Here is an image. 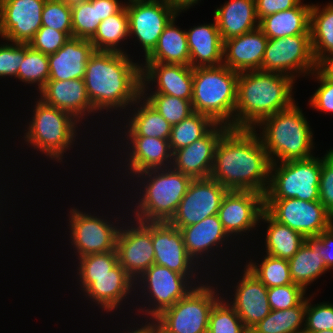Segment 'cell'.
<instances>
[{
    "instance_id": "cell-1",
    "label": "cell",
    "mask_w": 333,
    "mask_h": 333,
    "mask_svg": "<svg viewBox=\"0 0 333 333\" xmlns=\"http://www.w3.org/2000/svg\"><path fill=\"white\" fill-rule=\"evenodd\" d=\"M255 129L229 128L219 139L210 178L227 190L266 194L270 159Z\"/></svg>"
},
{
    "instance_id": "cell-2",
    "label": "cell",
    "mask_w": 333,
    "mask_h": 333,
    "mask_svg": "<svg viewBox=\"0 0 333 333\" xmlns=\"http://www.w3.org/2000/svg\"><path fill=\"white\" fill-rule=\"evenodd\" d=\"M84 84L96 112L125 109L141 96V65L128 54L95 51L86 64Z\"/></svg>"
},
{
    "instance_id": "cell-3",
    "label": "cell",
    "mask_w": 333,
    "mask_h": 333,
    "mask_svg": "<svg viewBox=\"0 0 333 333\" xmlns=\"http://www.w3.org/2000/svg\"><path fill=\"white\" fill-rule=\"evenodd\" d=\"M293 81L294 78L276 72L239 73L234 129H256L264 118L292 106Z\"/></svg>"
},
{
    "instance_id": "cell-4",
    "label": "cell",
    "mask_w": 333,
    "mask_h": 333,
    "mask_svg": "<svg viewBox=\"0 0 333 333\" xmlns=\"http://www.w3.org/2000/svg\"><path fill=\"white\" fill-rule=\"evenodd\" d=\"M257 126L263 129L260 139L271 163L312 157L313 133L302 110L295 103L264 118Z\"/></svg>"
},
{
    "instance_id": "cell-5",
    "label": "cell",
    "mask_w": 333,
    "mask_h": 333,
    "mask_svg": "<svg viewBox=\"0 0 333 333\" xmlns=\"http://www.w3.org/2000/svg\"><path fill=\"white\" fill-rule=\"evenodd\" d=\"M238 76L224 64L193 68V112L234 128Z\"/></svg>"
},
{
    "instance_id": "cell-6",
    "label": "cell",
    "mask_w": 333,
    "mask_h": 333,
    "mask_svg": "<svg viewBox=\"0 0 333 333\" xmlns=\"http://www.w3.org/2000/svg\"><path fill=\"white\" fill-rule=\"evenodd\" d=\"M136 177L148 180L142 182L146 185L133 210L139 222H169L193 180L172 167L146 170Z\"/></svg>"
},
{
    "instance_id": "cell-7",
    "label": "cell",
    "mask_w": 333,
    "mask_h": 333,
    "mask_svg": "<svg viewBox=\"0 0 333 333\" xmlns=\"http://www.w3.org/2000/svg\"><path fill=\"white\" fill-rule=\"evenodd\" d=\"M25 141L34 148L46 154L51 159L62 161V156L75 141L77 123L71 114L39 99L33 110ZM63 154V155H62Z\"/></svg>"
},
{
    "instance_id": "cell-8",
    "label": "cell",
    "mask_w": 333,
    "mask_h": 333,
    "mask_svg": "<svg viewBox=\"0 0 333 333\" xmlns=\"http://www.w3.org/2000/svg\"><path fill=\"white\" fill-rule=\"evenodd\" d=\"M279 163V166L277 163L270 165L269 185L264 199L319 201L322 159L312 156Z\"/></svg>"
},
{
    "instance_id": "cell-9",
    "label": "cell",
    "mask_w": 333,
    "mask_h": 333,
    "mask_svg": "<svg viewBox=\"0 0 333 333\" xmlns=\"http://www.w3.org/2000/svg\"><path fill=\"white\" fill-rule=\"evenodd\" d=\"M215 293L208 283L195 286L152 321L163 333H208L211 310L222 298Z\"/></svg>"
},
{
    "instance_id": "cell-10",
    "label": "cell",
    "mask_w": 333,
    "mask_h": 333,
    "mask_svg": "<svg viewBox=\"0 0 333 333\" xmlns=\"http://www.w3.org/2000/svg\"><path fill=\"white\" fill-rule=\"evenodd\" d=\"M264 210L274 220L300 232L307 239L318 236L333 225V217L320 201L264 199Z\"/></svg>"
},
{
    "instance_id": "cell-11",
    "label": "cell",
    "mask_w": 333,
    "mask_h": 333,
    "mask_svg": "<svg viewBox=\"0 0 333 333\" xmlns=\"http://www.w3.org/2000/svg\"><path fill=\"white\" fill-rule=\"evenodd\" d=\"M316 69L310 35L268 39L260 71L276 72L295 79L294 74L298 71L312 75Z\"/></svg>"
},
{
    "instance_id": "cell-12",
    "label": "cell",
    "mask_w": 333,
    "mask_h": 333,
    "mask_svg": "<svg viewBox=\"0 0 333 333\" xmlns=\"http://www.w3.org/2000/svg\"><path fill=\"white\" fill-rule=\"evenodd\" d=\"M136 281L143 284L141 288L143 291L145 290L144 295L149 294L148 300L152 303L148 305L149 308L142 309L141 307L138 310L145 312V315L149 314L151 320H154L167 308L172 307L195 288L194 283L189 281L187 276L155 263ZM192 285L194 286L192 287ZM151 305L152 308H150Z\"/></svg>"
},
{
    "instance_id": "cell-13",
    "label": "cell",
    "mask_w": 333,
    "mask_h": 333,
    "mask_svg": "<svg viewBox=\"0 0 333 333\" xmlns=\"http://www.w3.org/2000/svg\"><path fill=\"white\" fill-rule=\"evenodd\" d=\"M129 37L141 43L145 58L158 43L165 26L178 13L165 0H131L126 5Z\"/></svg>"
},
{
    "instance_id": "cell-14",
    "label": "cell",
    "mask_w": 333,
    "mask_h": 333,
    "mask_svg": "<svg viewBox=\"0 0 333 333\" xmlns=\"http://www.w3.org/2000/svg\"><path fill=\"white\" fill-rule=\"evenodd\" d=\"M69 226L71 245L78 252V258L96 253L116 250L120 226L79 209L70 210ZM110 223V224H109Z\"/></svg>"
},
{
    "instance_id": "cell-15",
    "label": "cell",
    "mask_w": 333,
    "mask_h": 333,
    "mask_svg": "<svg viewBox=\"0 0 333 333\" xmlns=\"http://www.w3.org/2000/svg\"><path fill=\"white\" fill-rule=\"evenodd\" d=\"M227 189L212 178L193 179L170 224L178 229L218 214Z\"/></svg>"
},
{
    "instance_id": "cell-16",
    "label": "cell",
    "mask_w": 333,
    "mask_h": 333,
    "mask_svg": "<svg viewBox=\"0 0 333 333\" xmlns=\"http://www.w3.org/2000/svg\"><path fill=\"white\" fill-rule=\"evenodd\" d=\"M131 228L121 227L117 236L118 263L136 282L154 264L155 252L152 244V222H139Z\"/></svg>"
},
{
    "instance_id": "cell-17",
    "label": "cell",
    "mask_w": 333,
    "mask_h": 333,
    "mask_svg": "<svg viewBox=\"0 0 333 333\" xmlns=\"http://www.w3.org/2000/svg\"><path fill=\"white\" fill-rule=\"evenodd\" d=\"M46 0H0V36L4 40L29 44L42 27Z\"/></svg>"
},
{
    "instance_id": "cell-18",
    "label": "cell",
    "mask_w": 333,
    "mask_h": 333,
    "mask_svg": "<svg viewBox=\"0 0 333 333\" xmlns=\"http://www.w3.org/2000/svg\"><path fill=\"white\" fill-rule=\"evenodd\" d=\"M263 211L264 195L254 191L228 190L221 201L218 216L227 234L237 236L260 223Z\"/></svg>"
},
{
    "instance_id": "cell-19",
    "label": "cell",
    "mask_w": 333,
    "mask_h": 333,
    "mask_svg": "<svg viewBox=\"0 0 333 333\" xmlns=\"http://www.w3.org/2000/svg\"><path fill=\"white\" fill-rule=\"evenodd\" d=\"M228 126L216 123L202 138L173 152L172 168L192 179L209 178L216 145Z\"/></svg>"
},
{
    "instance_id": "cell-20",
    "label": "cell",
    "mask_w": 333,
    "mask_h": 333,
    "mask_svg": "<svg viewBox=\"0 0 333 333\" xmlns=\"http://www.w3.org/2000/svg\"><path fill=\"white\" fill-rule=\"evenodd\" d=\"M152 244L155 264L183 274L191 281L196 262L188 255L181 231L176 226L169 222H152Z\"/></svg>"
},
{
    "instance_id": "cell-21",
    "label": "cell",
    "mask_w": 333,
    "mask_h": 333,
    "mask_svg": "<svg viewBox=\"0 0 333 333\" xmlns=\"http://www.w3.org/2000/svg\"><path fill=\"white\" fill-rule=\"evenodd\" d=\"M141 94L146 85L156 82L153 93L166 94L180 99L192 100L193 68L182 64L145 63L141 64Z\"/></svg>"
},
{
    "instance_id": "cell-22",
    "label": "cell",
    "mask_w": 333,
    "mask_h": 333,
    "mask_svg": "<svg viewBox=\"0 0 333 333\" xmlns=\"http://www.w3.org/2000/svg\"><path fill=\"white\" fill-rule=\"evenodd\" d=\"M244 269L242 280L236 285L235 298L229 304L235 309L244 327L250 331L267 317L271 309L268 288L246 267Z\"/></svg>"
},
{
    "instance_id": "cell-23",
    "label": "cell",
    "mask_w": 333,
    "mask_h": 333,
    "mask_svg": "<svg viewBox=\"0 0 333 333\" xmlns=\"http://www.w3.org/2000/svg\"><path fill=\"white\" fill-rule=\"evenodd\" d=\"M268 38L258 27L223 41V62L238 73L260 70Z\"/></svg>"
},
{
    "instance_id": "cell-24",
    "label": "cell",
    "mask_w": 333,
    "mask_h": 333,
    "mask_svg": "<svg viewBox=\"0 0 333 333\" xmlns=\"http://www.w3.org/2000/svg\"><path fill=\"white\" fill-rule=\"evenodd\" d=\"M39 93L40 99L46 104L68 112L79 122L87 112L96 113L83 79L47 81Z\"/></svg>"
},
{
    "instance_id": "cell-25",
    "label": "cell",
    "mask_w": 333,
    "mask_h": 333,
    "mask_svg": "<svg viewBox=\"0 0 333 333\" xmlns=\"http://www.w3.org/2000/svg\"><path fill=\"white\" fill-rule=\"evenodd\" d=\"M94 52L90 40L71 37L56 53L48 55V81L83 79L86 64Z\"/></svg>"
},
{
    "instance_id": "cell-26",
    "label": "cell",
    "mask_w": 333,
    "mask_h": 333,
    "mask_svg": "<svg viewBox=\"0 0 333 333\" xmlns=\"http://www.w3.org/2000/svg\"><path fill=\"white\" fill-rule=\"evenodd\" d=\"M127 144L132 147L128 163L129 174L133 176L150 169L169 168L172 165L173 152L170 148L169 139L146 137V136H126ZM132 144V145H131ZM168 165V166H167ZM170 165V166H169Z\"/></svg>"
},
{
    "instance_id": "cell-27",
    "label": "cell",
    "mask_w": 333,
    "mask_h": 333,
    "mask_svg": "<svg viewBox=\"0 0 333 333\" xmlns=\"http://www.w3.org/2000/svg\"><path fill=\"white\" fill-rule=\"evenodd\" d=\"M136 284L118 263L108 274L92 276V284L84 292L93 302L101 305L103 310L111 312L118 309L132 289H136L133 287Z\"/></svg>"
},
{
    "instance_id": "cell-28",
    "label": "cell",
    "mask_w": 333,
    "mask_h": 333,
    "mask_svg": "<svg viewBox=\"0 0 333 333\" xmlns=\"http://www.w3.org/2000/svg\"><path fill=\"white\" fill-rule=\"evenodd\" d=\"M190 66L210 67L223 62V40L216 21L186 31Z\"/></svg>"
},
{
    "instance_id": "cell-29",
    "label": "cell",
    "mask_w": 333,
    "mask_h": 333,
    "mask_svg": "<svg viewBox=\"0 0 333 333\" xmlns=\"http://www.w3.org/2000/svg\"><path fill=\"white\" fill-rule=\"evenodd\" d=\"M214 16L223 41L259 27L255 0H230Z\"/></svg>"
},
{
    "instance_id": "cell-30",
    "label": "cell",
    "mask_w": 333,
    "mask_h": 333,
    "mask_svg": "<svg viewBox=\"0 0 333 333\" xmlns=\"http://www.w3.org/2000/svg\"><path fill=\"white\" fill-rule=\"evenodd\" d=\"M179 230L188 255L196 263L201 256V259L204 257L203 254H208L212 248L214 250V247L217 248L220 244L223 245L225 238L228 239L229 237L219 220L218 214L209 216L199 223L182 227Z\"/></svg>"
},
{
    "instance_id": "cell-31",
    "label": "cell",
    "mask_w": 333,
    "mask_h": 333,
    "mask_svg": "<svg viewBox=\"0 0 333 333\" xmlns=\"http://www.w3.org/2000/svg\"><path fill=\"white\" fill-rule=\"evenodd\" d=\"M124 6L118 0H89L72 6V37L90 40L101 21L118 13Z\"/></svg>"
},
{
    "instance_id": "cell-32",
    "label": "cell",
    "mask_w": 333,
    "mask_h": 333,
    "mask_svg": "<svg viewBox=\"0 0 333 333\" xmlns=\"http://www.w3.org/2000/svg\"><path fill=\"white\" fill-rule=\"evenodd\" d=\"M312 5L300 2L296 7L268 15L259 21V28L268 39L293 35H310Z\"/></svg>"
},
{
    "instance_id": "cell-33",
    "label": "cell",
    "mask_w": 333,
    "mask_h": 333,
    "mask_svg": "<svg viewBox=\"0 0 333 333\" xmlns=\"http://www.w3.org/2000/svg\"><path fill=\"white\" fill-rule=\"evenodd\" d=\"M174 16L165 26L153 51L145 63L182 64L190 66V53L185 30L175 26Z\"/></svg>"
},
{
    "instance_id": "cell-34",
    "label": "cell",
    "mask_w": 333,
    "mask_h": 333,
    "mask_svg": "<svg viewBox=\"0 0 333 333\" xmlns=\"http://www.w3.org/2000/svg\"><path fill=\"white\" fill-rule=\"evenodd\" d=\"M291 279L305 291L307 285L327 271L323 258L318 251V239H306L298 252L288 260Z\"/></svg>"
},
{
    "instance_id": "cell-35",
    "label": "cell",
    "mask_w": 333,
    "mask_h": 333,
    "mask_svg": "<svg viewBox=\"0 0 333 333\" xmlns=\"http://www.w3.org/2000/svg\"><path fill=\"white\" fill-rule=\"evenodd\" d=\"M260 220L269 223L265 238L266 254L289 260L307 239L300 232L274 220L265 210Z\"/></svg>"
},
{
    "instance_id": "cell-36",
    "label": "cell",
    "mask_w": 333,
    "mask_h": 333,
    "mask_svg": "<svg viewBox=\"0 0 333 333\" xmlns=\"http://www.w3.org/2000/svg\"><path fill=\"white\" fill-rule=\"evenodd\" d=\"M310 36L315 61L333 54V3L324 8L313 5L310 11Z\"/></svg>"
},
{
    "instance_id": "cell-37",
    "label": "cell",
    "mask_w": 333,
    "mask_h": 333,
    "mask_svg": "<svg viewBox=\"0 0 333 333\" xmlns=\"http://www.w3.org/2000/svg\"><path fill=\"white\" fill-rule=\"evenodd\" d=\"M142 100L140 96L136 101L137 104H141L132 115L133 117L129 116L131 119L128 121V126L126 125L128 131H125V136L169 139L172 126L145 99L142 104L140 102Z\"/></svg>"
},
{
    "instance_id": "cell-38",
    "label": "cell",
    "mask_w": 333,
    "mask_h": 333,
    "mask_svg": "<svg viewBox=\"0 0 333 333\" xmlns=\"http://www.w3.org/2000/svg\"><path fill=\"white\" fill-rule=\"evenodd\" d=\"M128 36L129 19L125 5L118 13L101 21L90 42L93 44L95 51L124 53L118 45Z\"/></svg>"
},
{
    "instance_id": "cell-39",
    "label": "cell",
    "mask_w": 333,
    "mask_h": 333,
    "mask_svg": "<svg viewBox=\"0 0 333 333\" xmlns=\"http://www.w3.org/2000/svg\"><path fill=\"white\" fill-rule=\"evenodd\" d=\"M306 297L297 305L284 310H271L249 333H296L304 330ZM302 327V328H301Z\"/></svg>"
},
{
    "instance_id": "cell-40",
    "label": "cell",
    "mask_w": 333,
    "mask_h": 333,
    "mask_svg": "<svg viewBox=\"0 0 333 333\" xmlns=\"http://www.w3.org/2000/svg\"><path fill=\"white\" fill-rule=\"evenodd\" d=\"M215 124L209 116L193 112L180 123L173 125L169 138L172 152L202 138Z\"/></svg>"
},
{
    "instance_id": "cell-41",
    "label": "cell",
    "mask_w": 333,
    "mask_h": 333,
    "mask_svg": "<svg viewBox=\"0 0 333 333\" xmlns=\"http://www.w3.org/2000/svg\"><path fill=\"white\" fill-rule=\"evenodd\" d=\"M249 262L245 267L267 288L292 284L288 260L266 254L262 263Z\"/></svg>"
},
{
    "instance_id": "cell-42",
    "label": "cell",
    "mask_w": 333,
    "mask_h": 333,
    "mask_svg": "<svg viewBox=\"0 0 333 333\" xmlns=\"http://www.w3.org/2000/svg\"><path fill=\"white\" fill-rule=\"evenodd\" d=\"M48 55L24 44V61L18 71V79L28 84H38L39 92L49 80Z\"/></svg>"
},
{
    "instance_id": "cell-43",
    "label": "cell",
    "mask_w": 333,
    "mask_h": 333,
    "mask_svg": "<svg viewBox=\"0 0 333 333\" xmlns=\"http://www.w3.org/2000/svg\"><path fill=\"white\" fill-rule=\"evenodd\" d=\"M141 94L171 126L180 123L193 113L191 100L180 99L166 94L152 93Z\"/></svg>"
},
{
    "instance_id": "cell-44",
    "label": "cell",
    "mask_w": 333,
    "mask_h": 333,
    "mask_svg": "<svg viewBox=\"0 0 333 333\" xmlns=\"http://www.w3.org/2000/svg\"><path fill=\"white\" fill-rule=\"evenodd\" d=\"M80 286L85 291L92 284V276L108 274L117 264V252H104L78 258Z\"/></svg>"
},
{
    "instance_id": "cell-45",
    "label": "cell",
    "mask_w": 333,
    "mask_h": 333,
    "mask_svg": "<svg viewBox=\"0 0 333 333\" xmlns=\"http://www.w3.org/2000/svg\"><path fill=\"white\" fill-rule=\"evenodd\" d=\"M221 298L209 317L208 333H249L229 301Z\"/></svg>"
},
{
    "instance_id": "cell-46",
    "label": "cell",
    "mask_w": 333,
    "mask_h": 333,
    "mask_svg": "<svg viewBox=\"0 0 333 333\" xmlns=\"http://www.w3.org/2000/svg\"><path fill=\"white\" fill-rule=\"evenodd\" d=\"M42 26L65 32L71 38V7L61 0H46L42 10Z\"/></svg>"
},
{
    "instance_id": "cell-47",
    "label": "cell",
    "mask_w": 333,
    "mask_h": 333,
    "mask_svg": "<svg viewBox=\"0 0 333 333\" xmlns=\"http://www.w3.org/2000/svg\"><path fill=\"white\" fill-rule=\"evenodd\" d=\"M310 299L306 298L304 330L307 333L333 330V304L321 302L312 306Z\"/></svg>"
},
{
    "instance_id": "cell-48",
    "label": "cell",
    "mask_w": 333,
    "mask_h": 333,
    "mask_svg": "<svg viewBox=\"0 0 333 333\" xmlns=\"http://www.w3.org/2000/svg\"><path fill=\"white\" fill-rule=\"evenodd\" d=\"M305 290L297 284H287L268 288V301L271 310H284L297 306L305 297Z\"/></svg>"
},
{
    "instance_id": "cell-49",
    "label": "cell",
    "mask_w": 333,
    "mask_h": 333,
    "mask_svg": "<svg viewBox=\"0 0 333 333\" xmlns=\"http://www.w3.org/2000/svg\"><path fill=\"white\" fill-rule=\"evenodd\" d=\"M70 37L62 31L42 26L36 33L29 45L43 54L56 53Z\"/></svg>"
},
{
    "instance_id": "cell-50",
    "label": "cell",
    "mask_w": 333,
    "mask_h": 333,
    "mask_svg": "<svg viewBox=\"0 0 333 333\" xmlns=\"http://www.w3.org/2000/svg\"><path fill=\"white\" fill-rule=\"evenodd\" d=\"M319 178V201L333 217V149L322 157Z\"/></svg>"
},
{
    "instance_id": "cell-51",
    "label": "cell",
    "mask_w": 333,
    "mask_h": 333,
    "mask_svg": "<svg viewBox=\"0 0 333 333\" xmlns=\"http://www.w3.org/2000/svg\"><path fill=\"white\" fill-rule=\"evenodd\" d=\"M24 61V44L15 43L0 45V77L18 78L21 62Z\"/></svg>"
},
{
    "instance_id": "cell-52",
    "label": "cell",
    "mask_w": 333,
    "mask_h": 333,
    "mask_svg": "<svg viewBox=\"0 0 333 333\" xmlns=\"http://www.w3.org/2000/svg\"><path fill=\"white\" fill-rule=\"evenodd\" d=\"M312 74L316 75L321 85L310 99L311 107L321 112H333V81L328 80L318 69Z\"/></svg>"
},
{
    "instance_id": "cell-53",
    "label": "cell",
    "mask_w": 333,
    "mask_h": 333,
    "mask_svg": "<svg viewBox=\"0 0 333 333\" xmlns=\"http://www.w3.org/2000/svg\"><path fill=\"white\" fill-rule=\"evenodd\" d=\"M301 0H255L258 20L296 7Z\"/></svg>"
},
{
    "instance_id": "cell-54",
    "label": "cell",
    "mask_w": 333,
    "mask_h": 333,
    "mask_svg": "<svg viewBox=\"0 0 333 333\" xmlns=\"http://www.w3.org/2000/svg\"><path fill=\"white\" fill-rule=\"evenodd\" d=\"M318 251L323 258L327 270L333 267V225L318 236Z\"/></svg>"
},
{
    "instance_id": "cell-55",
    "label": "cell",
    "mask_w": 333,
    "mask_h": 333,
    "mask_svg": "<svg viewBox=\"0 0 333 333\" xmlns=\"http://www.w3.org/2000/svg\"><path fill=\"white\" fill-rule=\"evenodd\" d=\"M317 69L328 79L333 81V54L326 55L317 63Z\"/></svg>"
},
{
    "instance_id": "cell-56",
    "label": "cell",
    "mask_w": 333,
    "mask_h": 333,
    "mask_svg": "<svg viewBox=\"0 0 333 333\" xmlns=\"http://www.w3.org/2000/svg\"><path fill=\"white\" fill-rule=\"evenodd\" d=\"M177 13L187 10L199 0H165Z\"/></svg>"
},
{
    "instance_id": "cell-57",
    "label": "cell",
    "mask_w": 333,
    "mask_h": 333,
    "mask_svg": "<svg viewBox=\"0 0 333 333\" xmlns=\"http://www.w3.org/2000/svg\"><path fill=\"white\" fill-rule=\"evenodd\" d=\"M146 325L141 328H137L135 331H129L127 333H156V324L152 321L151 323H145Z\"/></svg>"
},
{
    "instance_id": "cell-58",
    "label": "cell",
    "mask_w": 333,
    "mask_h": 333,
    "mask_svg": "<svg viewBox=\"0 0 333 333\" xmlns=\"http://www.w3.org/2000/svg\"><path fill=\"white\" fill-rule=\"evenodd\" d=\"M61 1L64 2L66 5L72 7L89 0H61Z\"/></svg>"
},
{
    "instance_id": "cell-59",
    "label": "cell",
    "mask_w": 333,
    "mask_h": 333,
    "mask_svg": "<svg viewBox=\"0 0 333 333\" xmlns=\"http://www.w3.org/2000/svg\"><path fill=\"white\" fill-rule=\"evenodd\" d=\"M312 333H333V330H324V331H318V332H312Z\"/></svg>"
},
{
    "instance_id": "cell-60",
    "label": "cell",
    "mask_w": 333,
    "mask_h": 333,
    "mask_svg": "<svg viewBox=\"0 0 333 333\" xmlns=\"http://www.w3.org/2000/svg\"><path fill=\"white\" fill-rule=\"evenodd\" d=\"M156 333H163L156 325Z\"/></svg>"
},
{
    "instance_id": "cell-61",
    "label": "cell",
    "mask_w": 333,
    "mask_h": 333,
    "mask_svg": "<svg viewBox=\"0 0 333 333\" xmlns=\"http://www.w3.org/2000/svg\"><path fill=\"white\" fill-rule=\"evenodd\" d=\"M296 333H307L305 330H302L300 332H296Z\"/></svg>"
}]
</instances>
